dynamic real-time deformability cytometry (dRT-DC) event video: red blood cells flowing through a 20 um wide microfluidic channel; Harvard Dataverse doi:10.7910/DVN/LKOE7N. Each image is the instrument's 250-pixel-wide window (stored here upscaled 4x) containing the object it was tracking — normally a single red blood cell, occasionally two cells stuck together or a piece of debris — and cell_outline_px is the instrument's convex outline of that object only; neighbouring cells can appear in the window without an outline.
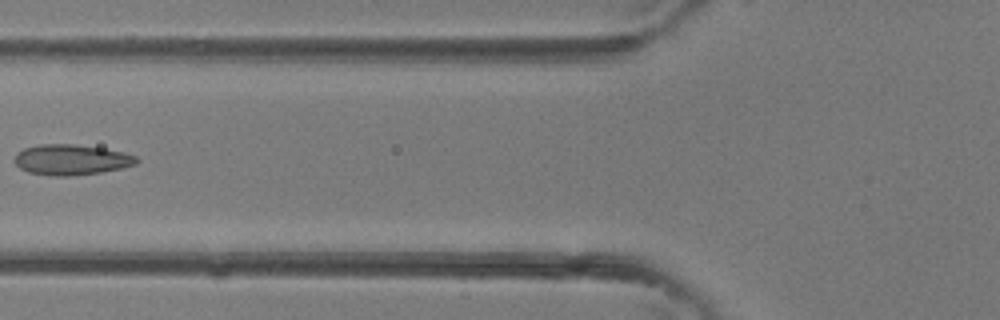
{"species": "common noctule bat (a hibernating species)", "species_latin": "Nyctalus noctula", "temperature_condition": "room temperature", "stored_images_in_passage": 3, "camera_frame_rate_fps": 3000, "um_per_image_px": 0.085, "animal": {"sex": "female"}, "frame": {"image": 1, "passage_image": 3, "time_ms": 0.667, "image_size_px": [1000, 320], "cell_outline_px": [[140, 160], [136, 164], [120, 168], [100, 172], [72, 176], [52, 176], [28, 172], [20, 168], [16, 164], [16, 152], [24, 148], [40, 144], [76, 144], [104, 148], [124, 152], [136, 156]], "centroid_in_image_um": [6.07, 13.57], "position_along_channel_um": 119.7, "area_um2": 21.73}}